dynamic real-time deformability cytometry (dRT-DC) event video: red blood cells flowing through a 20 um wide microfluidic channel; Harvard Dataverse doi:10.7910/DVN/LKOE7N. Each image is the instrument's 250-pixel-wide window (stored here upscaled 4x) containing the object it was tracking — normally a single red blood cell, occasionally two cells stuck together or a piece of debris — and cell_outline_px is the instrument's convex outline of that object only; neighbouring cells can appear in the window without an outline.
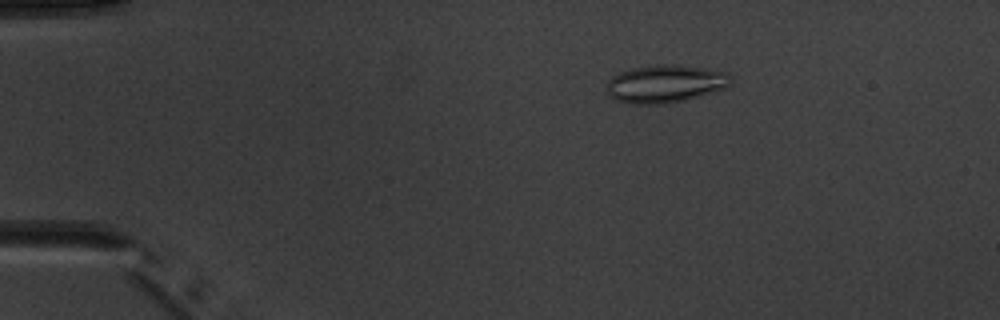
{"species": "common noctule bat (a hibernating species)", "species_latin": "Nyctalus noctula", "temperature_condition": "warm", "stored_images_in_passage": 3, "camera_frame_rate_fps": 3000, "um_per_image_px": 0.085, "animal": {"sex": "male", "body_mass_g": 20.1, "forearm_length_mm": 53.5}, "frame": {"image": 1, "passage_image": 2, "time_ms": 2.333, "image_size_px": [1000, 320], "cell_outline_px": [[732, 84], [724, 88], [684, 100], [664, 104], [632, 104], [616, 100], [608, 96], [608, 80], [612, 76], [620, 72], [632, 68], [656, 64], [668, 64], [704, 68], [728, 72], [732, 76]], "centroid_in_image_um": [56.55, 7.12], "position_along_channel_um": 28.5, "area_um2": 27.34}}